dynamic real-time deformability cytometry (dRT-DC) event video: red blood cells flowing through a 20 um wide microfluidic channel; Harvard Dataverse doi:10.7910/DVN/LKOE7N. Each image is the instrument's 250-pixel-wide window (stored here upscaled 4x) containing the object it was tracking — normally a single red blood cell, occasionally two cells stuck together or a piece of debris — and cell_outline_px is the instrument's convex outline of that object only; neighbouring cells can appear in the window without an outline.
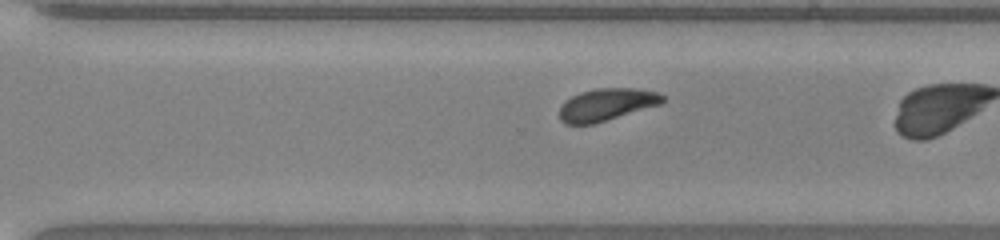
{"species": "common noctule bat (a hibernating species)", "species_latin": "Nyctalus noctula", "temperature_condition": "warm", "stored_images_in_passage": 29, "camera_frame_rate_fps": 3000, "um_per_image_px": 0.085, "animal": {"sex": "male", "body_mass_g": 20.0, "forearm_length_mm": 53.3}, "frame": {"image": 1, "passage_image": 25, "time_ms": 8.0, "image_size_px": [1000, 240], "cell_outline_px": [[664, 100], [660, 104], [592, 124], [564, 124], [560, 120], [560, 104], [564, 100], [580, 92], [596, 88], [636, 88], [656, 92], [664, 96]], "centroid_in_image_um": [51.51, 8.88], "position_along_channel_um": 319.1, "area_um2": 19.25}}